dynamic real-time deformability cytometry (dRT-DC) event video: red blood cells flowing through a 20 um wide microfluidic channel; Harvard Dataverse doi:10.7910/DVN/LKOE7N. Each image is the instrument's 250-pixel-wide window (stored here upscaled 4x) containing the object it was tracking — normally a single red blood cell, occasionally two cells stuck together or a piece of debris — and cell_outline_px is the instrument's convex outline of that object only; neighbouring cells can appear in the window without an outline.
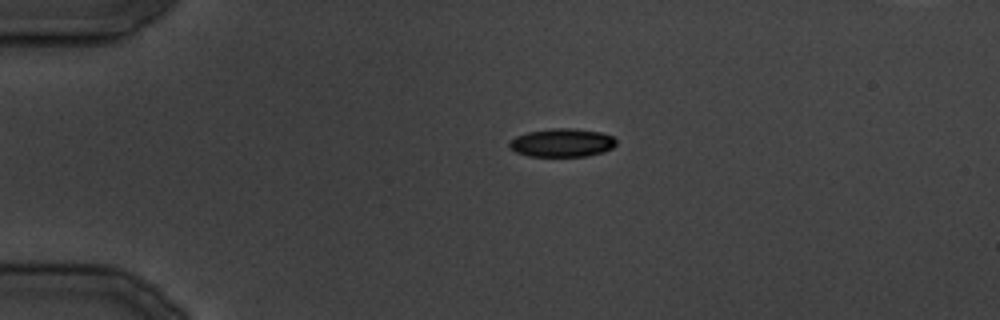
{"species": "common noctule bat (a hibernating species)", "species_latin": "Nyctalus noctula", "temperature_condition": "cold", "stored_images_in_passage": 22, "camera_frame_rate_fps": 3000, "um_per_image_px": 0.085, "animal": {"sex": "male", "body_mass_g": 19.5, "forearm_length_mm": 54.6}, "frame": {"image": 1, "passage_image": 8, "time_ms": 9.0, "image_size_px": [1000, 320], "cell_outline_px": [[616, 144], [612, 148], [604, 152], [588, 156], [528, 156], [516, 152], [508, 148], [508, 144], [516, 136], [528, 132], [552, 128], [576, 128], [600, 132], [612, 136], [616, 140]], "centroid_in_image_um": [47.78, 12.13], "position_along_channel_um": 37.2, "area_um2": 17.74}}
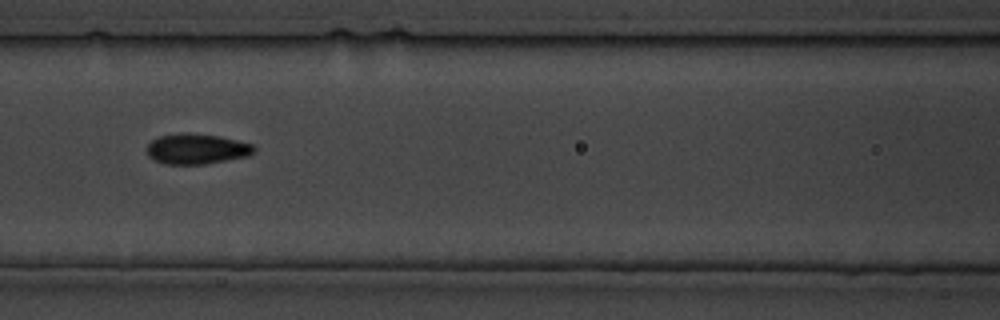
{"frame": {"image": 2, "passage_image": 16, "time_ms": 18.667, "image_size_px": [1000, 320], "cell_outline_px": [[256, 148], [248, 156], [204, 164], [164, 164], [148, 156], [148, 144], [152, 140], [160, 136], [180, 132], [188, 132], [220, 136], [252, 144]], "centroid_in_image_um": [16.71, 12.64], "position_along_channel_um": 149.9, "area_um2": 18.9}}
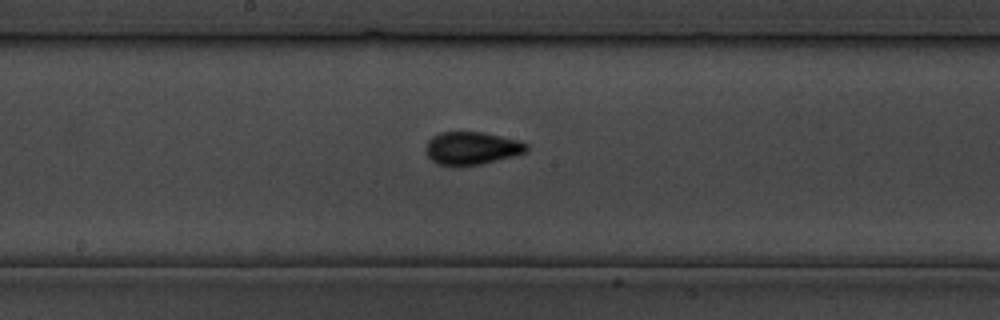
{"frame": {"image": 3, "passage_image": 19, "time_ms": 22.333, "image_size_px": [1000, 320], "cell_outline_px": [[528, 148], [524, 152], [512, 156], [480, 164], [436, 164], [424, 152], [424, 148], [428, 140], [432, 136], [440, 132], [484, 132], [520, 140], [528, 144]], "centroid_in_image_um": [40.07, 12.56], "position_along_channel_um": 208.1, "area_um2": 19.07}}